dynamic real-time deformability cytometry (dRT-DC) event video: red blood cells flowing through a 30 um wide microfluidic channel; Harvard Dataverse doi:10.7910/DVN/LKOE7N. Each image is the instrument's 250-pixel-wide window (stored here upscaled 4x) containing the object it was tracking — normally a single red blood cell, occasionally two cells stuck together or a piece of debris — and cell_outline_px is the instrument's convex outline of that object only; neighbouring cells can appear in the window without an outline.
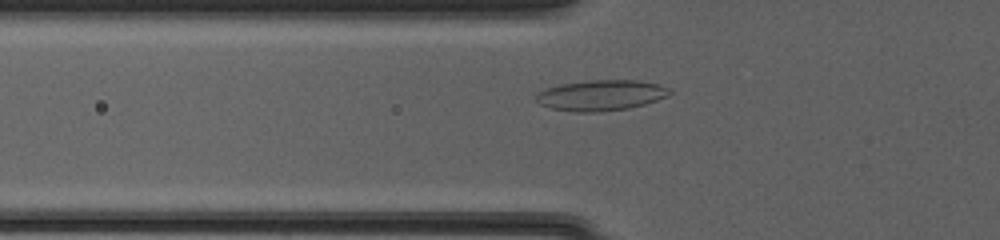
{"species": "common noctule bat (a hibernating species)", "species_latin": "Nyctalus noctula", "temperature_condition": "cold", "stored_images_in_passage": 43, "camera_frame_rate_fps": 3000, "um_per_image_px": 0.085, "animal": {"sex": "female", "body_mass_g": 20.0, "forearm_length_mm": 54.0}, "frame": {"image": 1, "passage_image": 11, "time_ms": 3.333, "image_size_px": [1000, 240], "cell_outline_px": [[672, 92], [668, 96], [644, 104], [628, 108], [600, 112], [576, 112], [552, 108], [540, 104], [536, 100], [536, 92], [560, 84], [588, 80], [640, 80], [660, 84], [668, 88]], "centroid_in_image_um": [51.09, 8.09], "position_along_channel_um": 74.7, "area_um2": 23.87}}
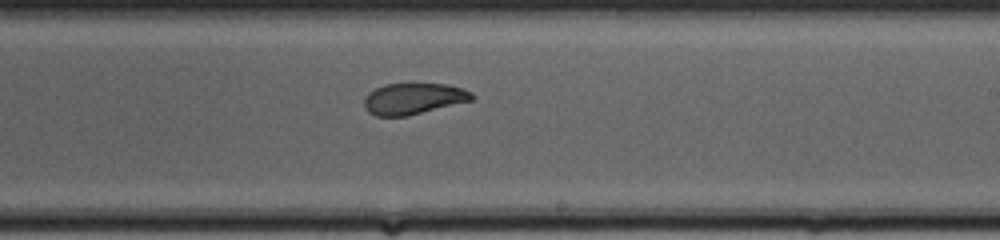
{"frame": {"image": 2, "passage_image": 24, "time_ms": 7.667, "image_size_px": [1000, 240], "cell_outline_px": [[476, 96], [472, 100], [408, 116], [376, 116], [368, 112], [364, 108], [364, 100], [368, 92], [376, 88], [388, 84], [448, 84], [464, 88], [472, 92]], "centroid_in_image_um": [35.16, 8.39], "position_along_channel_um": 253.8, "area_um2": 19.65}}
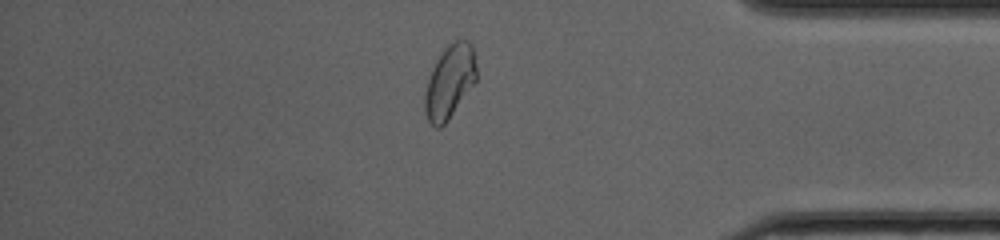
{"frame": {"image": 3, "passage_image": 36, "time_ms": 11.667, "image_size_px": [1000, 240], "cell_outline_px": [[476, 80], [448, 120], [440, 128], [436, 128], [428, 120], [424, 112], [424, 96], [428, 80], [432, 68], [436, 60], [444, 48], [456, 36], [468, 40], [472, 44], [476, 64]], "centroid_in_image_um": [38.22, 6.88], "position_along_channel_um": 397.0, "area_um2": 22.25}, "authors_computed_cell_mechanics": {"area_um2": 21.6172, "velocity_mm_per_s": 4.1296, "shape_relaxation_time_tau1_ms": 6.9597, "shape_relaxation_time_tau2_ms": 1.3322, "deformation_change_tau1": 0.1952, "deformation_change_tau2": 0.0579}}